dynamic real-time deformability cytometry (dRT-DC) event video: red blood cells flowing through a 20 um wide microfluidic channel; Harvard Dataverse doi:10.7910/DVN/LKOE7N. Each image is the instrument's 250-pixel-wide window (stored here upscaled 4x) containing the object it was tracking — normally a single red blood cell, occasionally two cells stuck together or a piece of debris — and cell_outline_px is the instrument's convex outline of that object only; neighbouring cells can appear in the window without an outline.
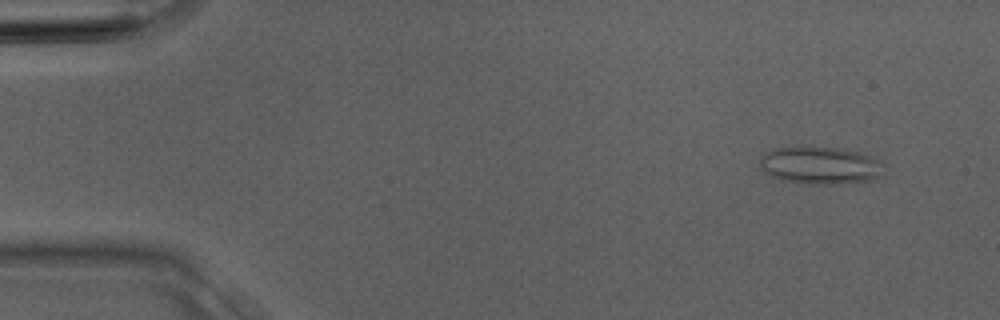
{"species": "Egyptian fruit bat (a non-hibernating species)", "species_latin": "Rousettus aegyptiacus", "temperature_condition": "room temperature", "stored_images_in_passage": 3, "camera_frame_rate_fps": 3000, "um_per_image_px": 0.085, "animal": {"sex": "male"}, "frame": {"image": 1, "passage_image": 1, "time_ms": 0.0, "image_size_px": [1000, 320], "cell_outline_px": [[876, 176], [872, 180], [840, 184], [808, 184], [780, 180], [764, 172], [760, 164], [760, 156], [776, 148], [836, 148], [860, 152], [876, 160]], "centroid_in_image_um": [69.58, 14.08], "position_along_channel_um": 15.4, "area_um2": 26.01}}